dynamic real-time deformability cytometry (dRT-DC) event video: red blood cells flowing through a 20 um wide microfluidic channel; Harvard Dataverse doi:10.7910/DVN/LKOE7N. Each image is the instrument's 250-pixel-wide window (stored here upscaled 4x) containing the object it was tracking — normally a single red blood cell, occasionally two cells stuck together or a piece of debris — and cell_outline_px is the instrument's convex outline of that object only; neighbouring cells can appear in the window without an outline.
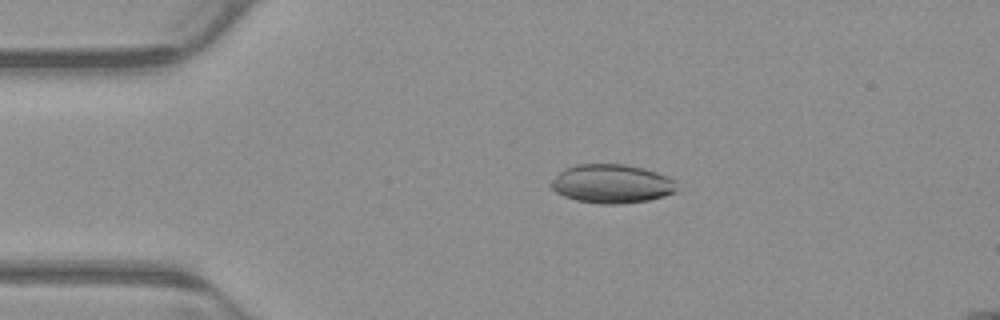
{"species": "common noctule bat (a hibernating species)", "species_latin": "Nyctalus noctula", "temperature_condition": "warm", "stored_images_in_passage": 3, "camera_frame_rate_fps": 3000, "um_per_image_px": 0.085, "animal": {"sex": "male", "body_mass_g": 23.1, "forearm_length_mm": 52.7}, "frame": {"image": 1, "passage_image": 2, "time_ms": 0.333, "image_size_px": [1000, 320], "cell_outline_px": [[676, 192], [664, 196], [648, 200], [620, 204], [600, 204], [576, 200], [564, 196], [556, 192], [548, 184], [564, 168], [576, 164], [624, 164], [644, 168], [668, 176], [672, 180], [676, 188]], "centroid_in_image_um": [51.97, 15.62], "position_along_channel_um": 33.0, "area_um2": 28.44}}